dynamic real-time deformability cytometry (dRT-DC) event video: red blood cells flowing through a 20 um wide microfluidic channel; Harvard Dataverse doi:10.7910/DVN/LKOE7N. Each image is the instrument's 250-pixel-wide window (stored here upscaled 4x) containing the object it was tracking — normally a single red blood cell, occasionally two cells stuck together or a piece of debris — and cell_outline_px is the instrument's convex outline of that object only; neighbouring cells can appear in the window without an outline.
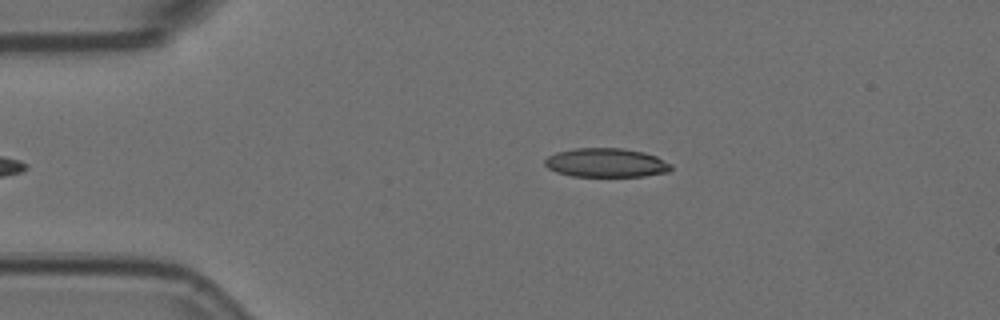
{"species": "Egyptian fruit bat (a non-hibernating species)", "species_latin": "Rousettus aegyptiacus", "temperature_condition": "room temperature", "stored_images_in_passage": 4, "camera_frame_rate_fps": 3000, "um_per_image_px": 0.085, "animal": {"sex": "female"}, "frame": {"image": 1, "passage_image": 4, "time_ms": 1.0, "image_size_px": [1000, 320], "cell_outline_px": [[672, 168], [668, 172], [644, 176], [572, 176], [556, 172], [548, 168], [544, 164], [544, 160], [548, 156], [556, 152], [576, 148], [624, 148], [644, 152], [656, 156], [672, 164]], "centroid_in_image_um": [51.52, 13.83], "position_along_channel_um": 33.5, "area_um2": 21.39}}